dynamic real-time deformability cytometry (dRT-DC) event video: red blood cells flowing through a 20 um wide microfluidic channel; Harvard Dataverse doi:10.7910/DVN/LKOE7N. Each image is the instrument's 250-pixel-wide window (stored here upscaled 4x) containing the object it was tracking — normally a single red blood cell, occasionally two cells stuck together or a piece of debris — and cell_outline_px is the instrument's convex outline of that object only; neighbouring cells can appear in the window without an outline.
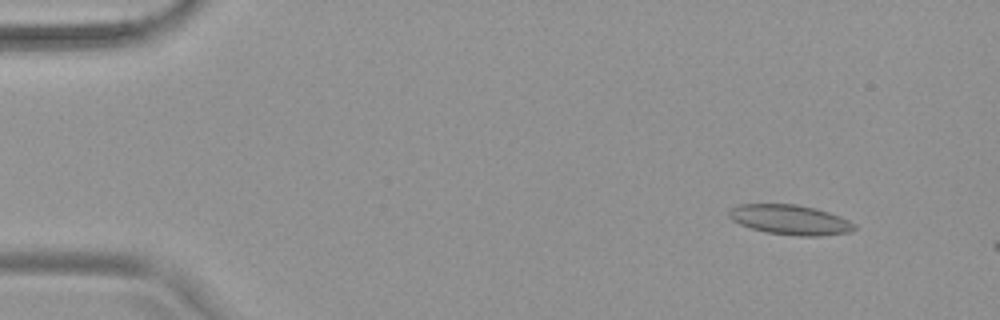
{"species": "common noctule bat (a hibernating species)", "species_latin": "Nyctalus noctula", "temperature_condition": "warm", "stored_images_in_passage": 13, "camera_frame_rate_fps": 3000, "um_per_image_px": 0.085, "animal": {"sex": "female", "body_mass_g": 19.9}, "frame": {"image": 1, "passage_image": 6, "time_ms": 1.667, "image_size_px": [1000, 320], "cell_outline_px": [[856, 228], [848, 232], [820, 236], [800, 236], [768, 232], [752, 228], [740, 224], [732, 220], [728, 216], [728, 212], [732, 208], [740, 204], [796, 204], [816, 208], [840, 216], [856, 224]], "centroid_in_image_um": [67.17, 18.67], "position_along_channel_um": 17.8, "area_um2": 21.68}}